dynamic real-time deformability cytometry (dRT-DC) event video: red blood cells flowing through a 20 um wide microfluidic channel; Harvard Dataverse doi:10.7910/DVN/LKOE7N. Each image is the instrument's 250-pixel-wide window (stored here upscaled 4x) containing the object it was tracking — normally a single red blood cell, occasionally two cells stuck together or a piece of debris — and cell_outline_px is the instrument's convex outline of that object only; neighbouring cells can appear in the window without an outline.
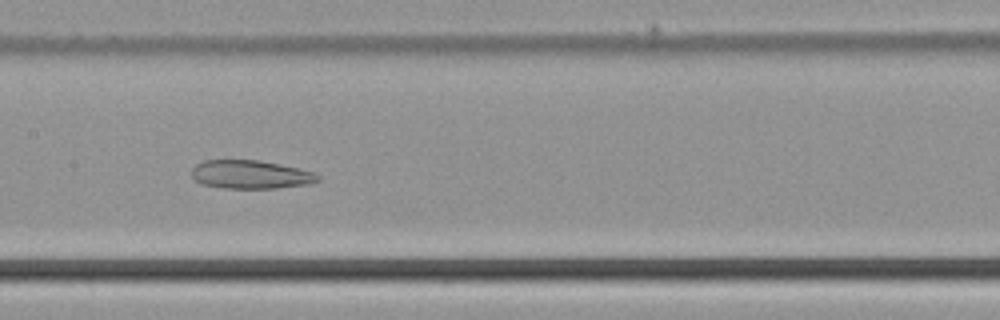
{"species": "common noctule bat (a hibernating species)", "species_latin": "Nyctalus noctula", "temperature_condition": "cold", "stored_images_in_passage": 39, "camera_frame_rate_fps": 3000, "um_per_image_px": 0.085, "animal": {"sex": "male", "body_mass_g": 21.5, "forearm_length_mm": 52.0}, "frame": {"image": 1, "passage_image": 15, "time_ms": 4.667, "image_size_px": [1000, 320], "cell_outline_px": [[320, 180], [312, 184], [276, 188], [224, 188], [200, 184], [192, 176], [192, 168], [196, 164], [204, 160], [260, 160], [280, 164], [312, 172], [320, 176]], "centroid_in_image_um": [21.3, 14.84], "position_along_channel_um": 186.1, "area_um2": 20.98}}
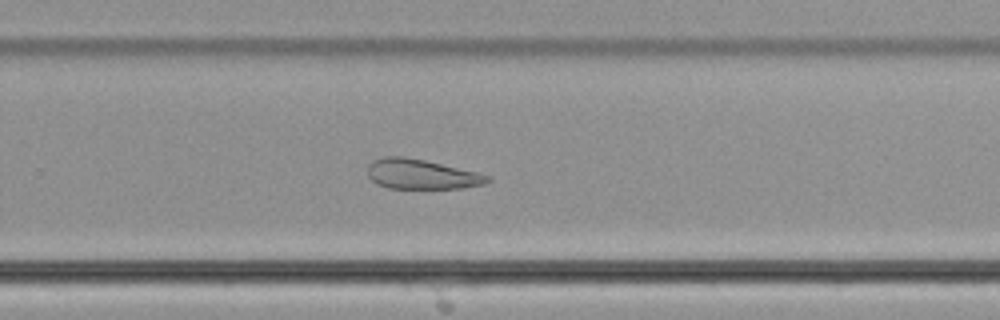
{"frame": {"image": 2, "passage_image": 23, "time_ms": 7.333, "image_size_px": [1000, 320], "cell_outline_px": [[492, 180], [484, 184], [460, 188], [388, 188], [376, 184], [368, 176], [368, 164], [372, 160], [384, 156], [404, 156], [424, 160], [476, 172], [492, 176]], "centroid_in_image_um": [35.8, 14.8], "position_along_channel_um": 294.0, "area_um2": 20.87}}
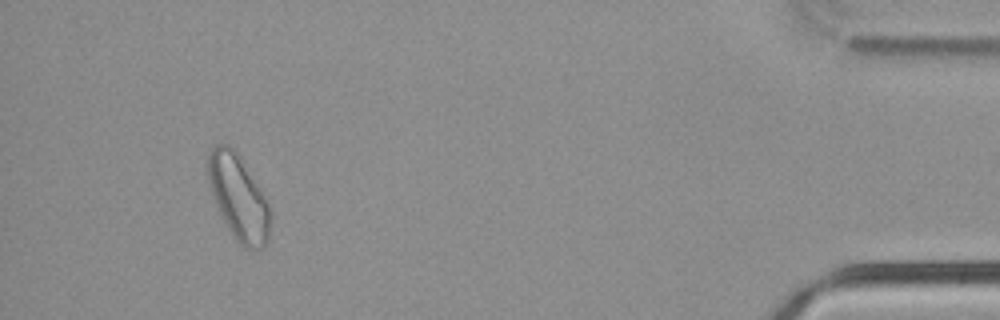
{"frame": {"image": 3, "passage_image": 37, "time_ms": 12.0, "image_size_px": [1000, 320], "cell_outline_px": [[272, 216], [268, 240], [260, 248], [244, 248], [236, 240], [220, 216], [216, 208], [208, 184], [208, 152], [216, 144], [228, 144], [240, 156], [264, 196], [272, 212]], "centroid_in_image_um": [20.25, 16.79], "position_along_channel_um": 414.9, "area_um2": 30.92}}